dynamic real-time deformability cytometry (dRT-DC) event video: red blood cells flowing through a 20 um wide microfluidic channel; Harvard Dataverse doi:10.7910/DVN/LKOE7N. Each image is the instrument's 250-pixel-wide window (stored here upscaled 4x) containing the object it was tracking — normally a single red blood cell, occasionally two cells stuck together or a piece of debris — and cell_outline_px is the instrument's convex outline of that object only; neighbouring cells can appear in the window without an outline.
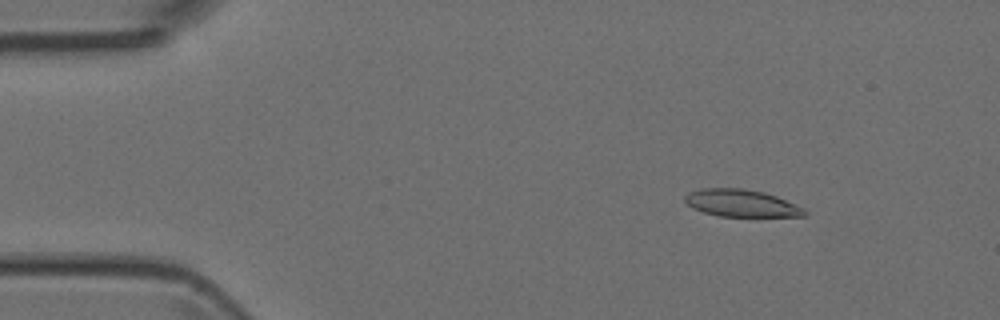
{"species": "Egyptian fruit bat (a non-hibernating species)", "species_latin": "Rousettus aegyptiacus", "temperature_condition": "room temperature", "stored_images_in_passage": 3, "camera_frame_rate_fps": 3000, "um_per_image_px": 0.085, "animal": {"sex": "female"}, "frame": {"image": 1, "passage_image": 1, "time_ms": 0.0, "image_size_px": [1000, 320], "cell_outline_px": [[808, 216], [720, 216], [704, 212], [692, 208], [684, 200], [684, 196], [688, 192], [700, 188], [744, 188], [764, 192], [776, 196], [804, 208], [808, 212]], "centroid_in_image_um": [63.01, 17.26], "position_along_channel_um": 22.0, "area_um2": 19.02}}